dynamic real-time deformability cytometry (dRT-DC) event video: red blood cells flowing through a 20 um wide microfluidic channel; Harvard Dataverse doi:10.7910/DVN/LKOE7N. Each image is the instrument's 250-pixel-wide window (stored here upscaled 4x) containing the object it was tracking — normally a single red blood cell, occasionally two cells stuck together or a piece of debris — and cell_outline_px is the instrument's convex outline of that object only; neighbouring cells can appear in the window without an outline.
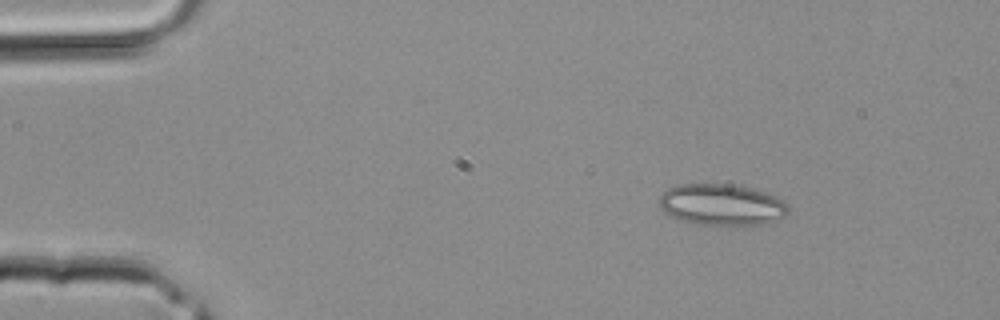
{"species": "common noctule bat (a hibernating species)", "species_latin": "Nyctalus noctula", "temperature_condition": "room temperature", "stored_images_in_passage": 2, "camera_frame_rate_fps": 3000, "um_per_image_px": 0.085, "animal": {"sex": "male", "body_mass_g": 20.4}, "frame": {"image": 1, "passage_image": 1, "time_ms": 0.0, "image_size_px": [1000, 320], "cell_outline_px": [[788, 212], [784, 216], [768, 224], [736, 228], [696, 224], [680, 220], [664, 212], [660, 208], [660, 196], [668, 188], [676, 184], [728, 184], [752, 188], [764, 192], [784, 200], [788, 204]], "centroid_in_image_um": [61.38, 17.45], "position_along_channel_um": 23.6, "area_um2": 32.02}}